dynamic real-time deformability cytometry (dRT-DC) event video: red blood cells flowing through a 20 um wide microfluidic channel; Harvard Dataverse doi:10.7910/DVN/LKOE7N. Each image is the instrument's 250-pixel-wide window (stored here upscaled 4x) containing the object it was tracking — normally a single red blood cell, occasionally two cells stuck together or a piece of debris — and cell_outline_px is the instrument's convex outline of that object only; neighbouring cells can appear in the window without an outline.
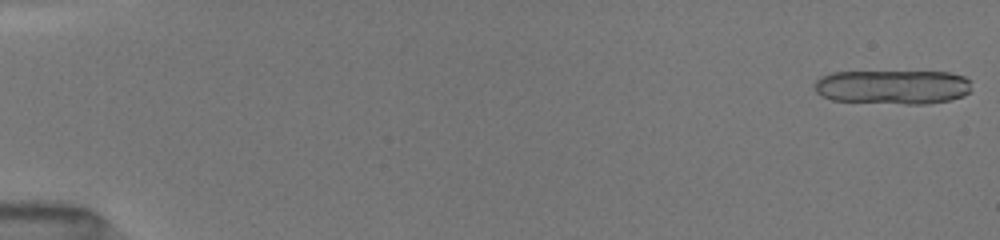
{"species": "common noctule bat (a hibernating species)", "species_latin": "Nyctalus noctula", "temperature_condition": "room temperature", "stored_images_in_passage": 31, "camera_frame_rate_fps": 3000, "um_per_image_px": 0.085, "animal": {"sex": "female", "body_mass_g": 19.5, "forearm_length_mm": 54.1}, "frame": {"image": 1, "passage_image": 1, "time_ms": 0.0, "image_size_px": [1000, 240], "cell_outline_px": [[968, 92], [964, 96], [952, 100], [928, 104], [908, 104], [832, 100], [816, 92], [812, 84], [820, 76], [832, 72], [952, 72], [964, 76], [968, 80]], "centroid_in_image_um": [75.86, 7.39], "position_along_channel_um": 9.1, "area_um2": 31.44}}